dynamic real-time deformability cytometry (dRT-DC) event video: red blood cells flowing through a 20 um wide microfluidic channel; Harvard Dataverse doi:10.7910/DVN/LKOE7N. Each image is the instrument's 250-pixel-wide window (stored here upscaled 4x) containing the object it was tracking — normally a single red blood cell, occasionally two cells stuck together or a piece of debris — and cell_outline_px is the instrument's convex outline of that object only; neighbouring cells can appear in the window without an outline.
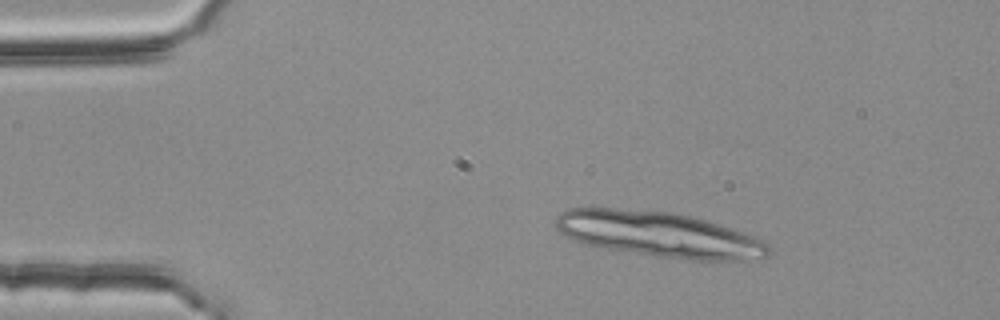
{"species": "common noctule bat (a hibernating species)", "species_latin": "Nyctalus noctula", "temperature_condition": "room temperature", "stored_images_in_passage": 11, "camera_frame_rate_fps": 3000, "um_per_image_px": 0.085, "animal": {"sex": "female", "body_mass_g": 25.1}, "frame": {"image": 1, "passage_image": 1, "time_ms": 0.0, "image_size_px": [1000, 320], "cell_outline_px": [[772, 252], [768, 256], [720, 264], [656, 256], [608, 248], [588, 244], [576, 240], [560, 232], [556, 228], [556, 216], [560, 212], [568, 208], [616, 208], [672, 212], [692, 216], [756, 236], [764, 240], [768, 244]], "centroid_in_image_um": [56.14, 19.95], "position_along_channel_um": 28.9, "area_um2": 56.82}}